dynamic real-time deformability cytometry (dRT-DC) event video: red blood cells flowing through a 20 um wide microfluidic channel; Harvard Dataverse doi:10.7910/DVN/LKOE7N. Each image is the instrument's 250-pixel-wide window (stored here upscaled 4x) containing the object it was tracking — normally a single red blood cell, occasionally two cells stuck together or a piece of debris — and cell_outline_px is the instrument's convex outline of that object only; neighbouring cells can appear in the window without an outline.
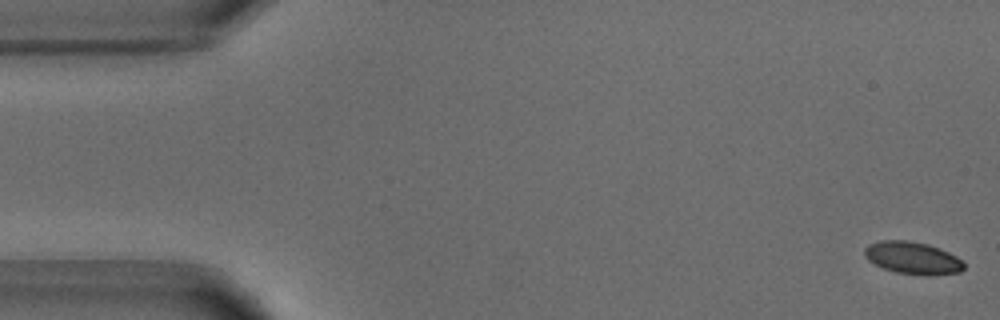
{"species": "common noctule bat (a hibernating species)", "species_latin": "Nyctalus noctula", "temperature_condition": "warm", "stored_images_in_passage": 52, "camera_frame_rate_fps": 3000, "um_per_image_px": 0.085, "animal": {"sex": "male", "body_mass_g": 18.8}, "frame": {"image": 1, "passage_image": 1, "time_ms": 0.0, "image_size_px": [1000, 320], "cell_outline_px": [[964, 268], [960, 272], [932, 276], [924, 276], [896, 272], [884, 268], [868, 260], [864, 256], [864, 248], [868, 244], [880, 240], [908, 240], [928, 244], [940, 248], [964, 260]], "centroid_in_image_um": [77.59, 21.93], "position_along_channel_um": 7.4, "area_um2": 19.02}}
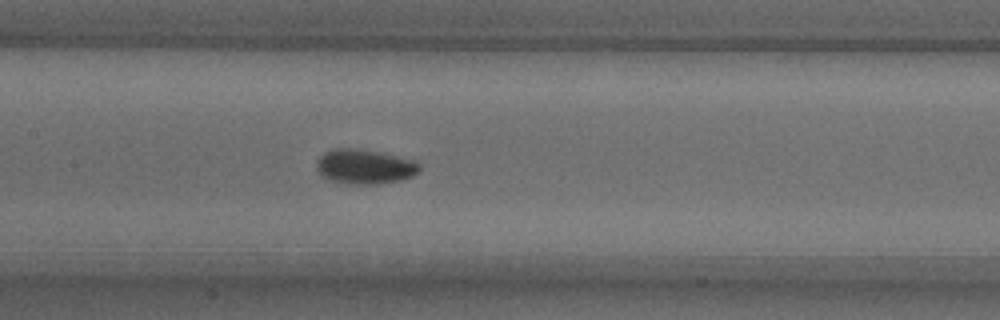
{"frame": {"image": 2, "passage_image": 24, "time_ms": 7.667, "image_size_px": [1000, 320], "cell_outline_px": [[420, 168], [412, 176], [400, 180], [380, 184], [340, 184], [328, 180], [320, 176], [316, 168], [316, 160], [324, 152], [336, 148], [356, 148], [396, 156], [412, 160], [420, 164]], "centroid_in_image_um": [30.91, 14.18], "position_along_channel_um": 176.5, "area_um2": 20.92}}
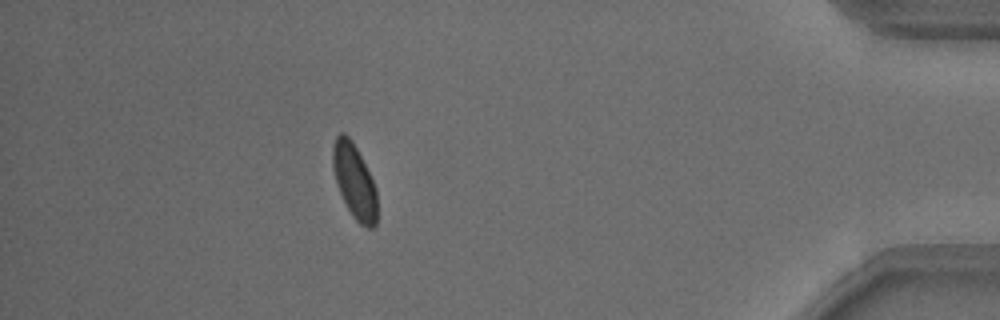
{"frame": {"image": 3, "passage_image": 46, "time_ms": 15.0, "image_size_px": [1000, 320], "cell_outline_px": [[376, 224], [372, 228], [368, 228], [360, 224], [352, 216], [336, 184], [332, 168], [332, 144], [336, 136], [340, 132], [344, 132], [352, 140], [376, 188]], "centroid_in_image_um": [30.09, 15.38], "position_along_channel_um": 405.1, "area_um2": 19.07}, "authors_computed_cell_mechanics": {"area_um2": 19.3052, "velocity_mm_per_s": 3.8471, "shape_relaxation_time_tau1_ms": 3.5588, "shape_relaxation_time_tau2_ms": 1.5608, "deformation_change_tau1": 0.085, "deformation_change_tau2": 0.0438}}